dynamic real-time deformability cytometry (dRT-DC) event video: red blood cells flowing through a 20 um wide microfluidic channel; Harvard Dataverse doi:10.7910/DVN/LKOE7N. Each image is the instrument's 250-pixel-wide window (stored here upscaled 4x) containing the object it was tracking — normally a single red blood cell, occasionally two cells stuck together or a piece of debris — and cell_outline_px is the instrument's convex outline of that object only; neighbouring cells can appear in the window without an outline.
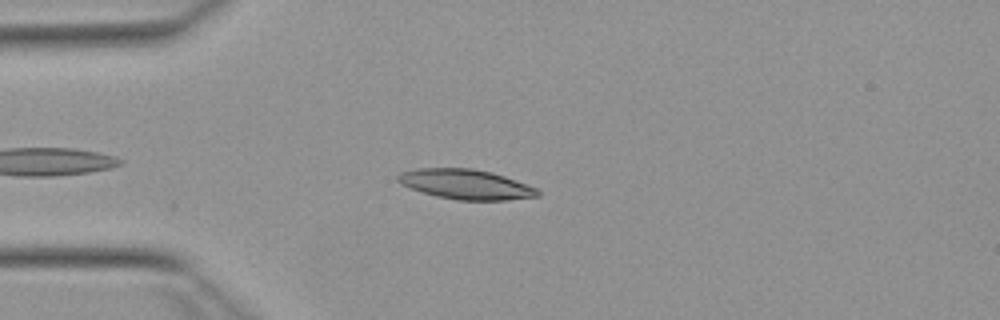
{"species": "Egyptian fruit bat (a non-hibernating species)", "species_latin": "Rousettus aegyptiacus", "temperature_condition": "warm", "stored_images_in_passage": 17, "camera_frame_rate_fps": 3000, "um_per_image_px": 0.085, "animal": {"sex": "female"}, "frame": {"image": 1, "passage_image": 6, "time_ms": 1.667, "image_size_px": [1000, 320], "cell_outline_px": [[540, 196], [504, 200], [456, 200], [436, 196], [400, 184], [396, 180], [396, 176], [400, 172], [420, 168], [472, 168], [492, 172], [504, 176], [536, 188], [540, 192]], "centroid_in_image_um": [39.57, 15.66], "position_along_channel_um": 45.4, "area_um2": 24.22}}
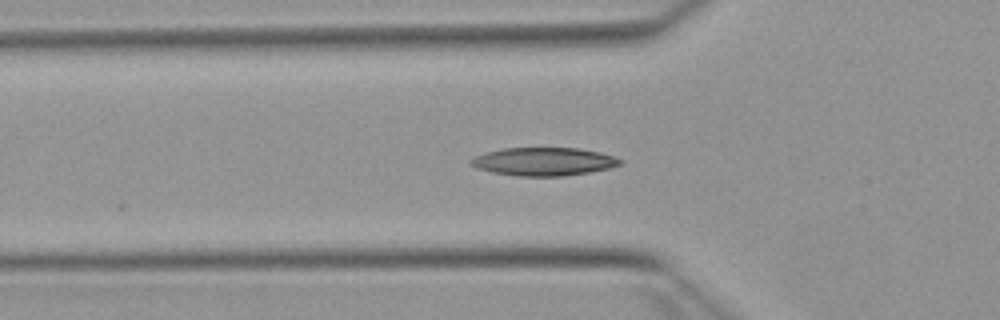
{"frame": {"image": 2, "passage_image": 10, "time_ms": 3.0, "image_size_px": [1000, 320], "cell_outline_px": [[624, 164], [608, 168], [588, 172], [564, 176], [516, 176], [492, 172], [476, 168], [468, 164], [468, 160], [476, 156], [488, 152], [504, 148], [580, 148], [600, 152], [624, 160]], "centroid_in_image_um": [46.22, 13.73], "position_along_channel_um": 79.6, "area_um2": 24.57}}
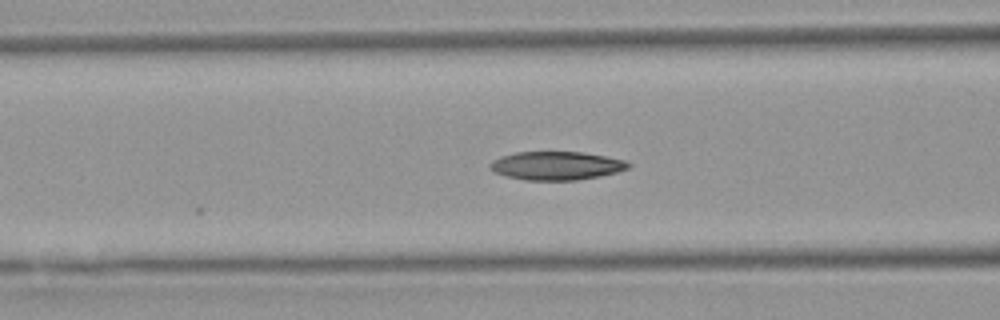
{"frame": {"image": 3, "passage_image": 13, "time_ms": 4.0, "image_size_px": [1000, 320], "cell_outline_px": [[632, 164], [628, 168], [616, 172], [600, 176], [576, 180], [524, 180], [508, 176], [496, 172], [488, 164], [492, 160], [500, 156], [516, 152], [584, 152], [624, 160]], "centroid_in_image_um": [47.3, 14.08], "position_along_channel_um": 119.3, "area_um2": 22.77}}